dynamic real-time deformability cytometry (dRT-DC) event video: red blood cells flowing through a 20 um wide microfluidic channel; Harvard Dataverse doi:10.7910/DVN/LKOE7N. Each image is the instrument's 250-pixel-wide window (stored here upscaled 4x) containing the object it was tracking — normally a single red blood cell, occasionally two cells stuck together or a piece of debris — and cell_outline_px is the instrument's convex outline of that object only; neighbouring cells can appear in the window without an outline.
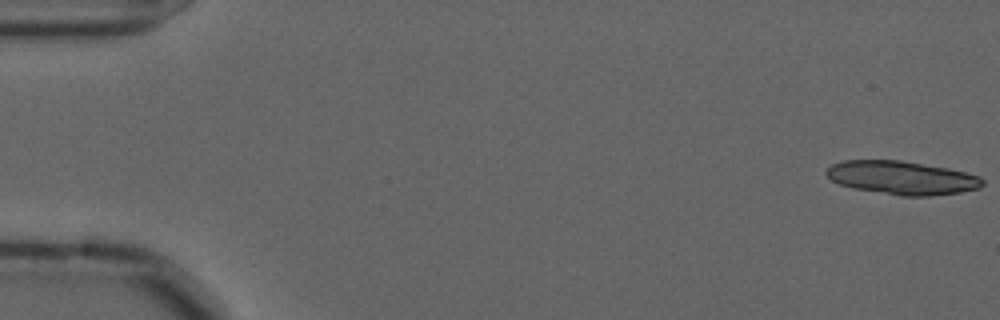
{"species": "common noctule bat (a hibernating species)", "species_latin": "Nyctalus noctula", "temperature_condition": "cold", "stored_images_in_passage": 57, "segment_of_instrument_passage": [1, 2], "camera_frame_rate_fps": 3000, "um_per_image_px": 0.085, "animal": {"sex": "male", "forearm_length_mm": 52.5}, "frame": {"image": 1, "passage_image": 1, "time_ms": 0.0, "image_size_px": [1000, 320], "cell_outline_px": [[984, 184], [980, 188], [960, 192], [932, 196], [900, 196], [852, 188], [840, 184], [832, 180], [824, 172], [832, 164], [844, 160], [900, 160], [948, 168], [980, 176], [984, 180]], "centroid_in_image_um": [76.67, 15.11], "position_along_channel_um": 8.3, "area_um2": 30.52}}